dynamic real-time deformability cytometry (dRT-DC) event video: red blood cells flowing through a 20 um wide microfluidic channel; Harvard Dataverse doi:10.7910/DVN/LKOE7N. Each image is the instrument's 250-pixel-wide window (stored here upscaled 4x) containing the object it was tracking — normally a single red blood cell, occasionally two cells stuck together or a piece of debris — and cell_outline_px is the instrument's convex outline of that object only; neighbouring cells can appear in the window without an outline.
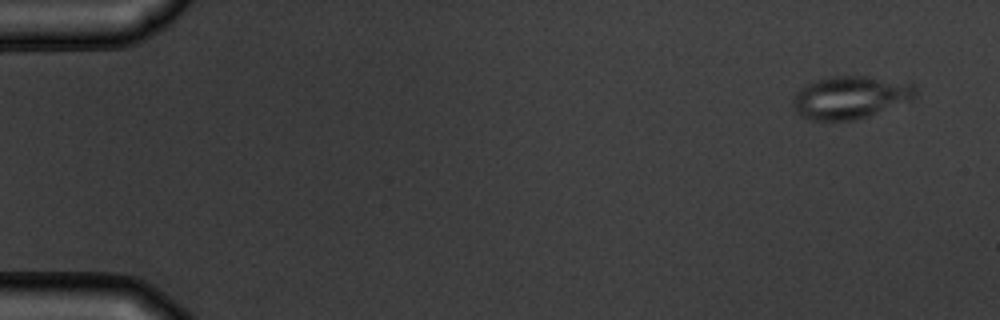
{"species": "common noctule bat (a hibernating species)", "species_latin": "Nyctalus noctula", "temperature_condition": "warm", "stored_images_in_passage": 4, "camera_frame_rate_fps": 3000, "um_per_image_px": 0.085, "animal": {"sex": "male", "body_mass_g": 19.5, "forearm_length_mm": 54.6}, "frame": {"image": 1, "passage_image": 1, "time_ms": 0.0, "image_size_px": [1000, 320], "cell_outline_px": [[916, 96], [912, 100], [868, 116], [852, 120], [808, 120], [800, 116], [796, 112], [792, 104], [792, 100], [796, 92], [800, 88], [812, 80], [828, 76], [868, 76], [916, 84]], "centroid_in_image_um": [72.25, 8.26], "position_along_channel_um": 12.8, "area_um2": 30.81}}